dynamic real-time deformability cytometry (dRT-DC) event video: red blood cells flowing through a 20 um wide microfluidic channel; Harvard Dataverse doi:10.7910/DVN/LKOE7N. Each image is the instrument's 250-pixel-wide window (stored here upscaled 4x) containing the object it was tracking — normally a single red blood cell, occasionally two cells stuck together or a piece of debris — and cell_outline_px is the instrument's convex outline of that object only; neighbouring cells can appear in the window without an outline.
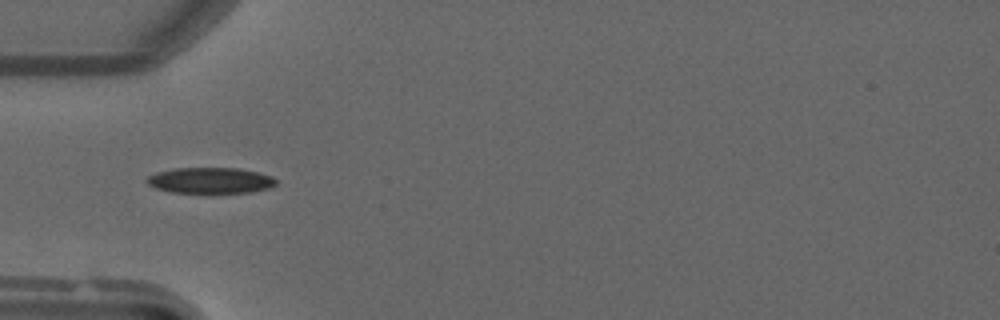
{"species": "common noctule bat (a hibernating species)", "species_latin": "Nyctalus noctula", "temperature_condition": "warm", "stored_images_in_passage": 51, "camera_frame_rate_fps": 3000, "um_per_image_px": 0.085, "animal": {"sex": "male", "forearm_length_mm": 52.5}, "frame": {"image": 1, "passage_image": 17, "time_ms": 5.333, "image_size_px": [1000, 320], "cell_outline_px": [[276, 184], [268, 188], [248, 192], [172, 192], [156, 188], [148, 184], [144, 180], [148, 176], [156, 172], [176, 168], [240, 168], [272, 176], [276, 180]], "centroid_in_image_um": [17.85, 15.32], "position_along_channel_um": 67.1, "area_um2": 19.25}}
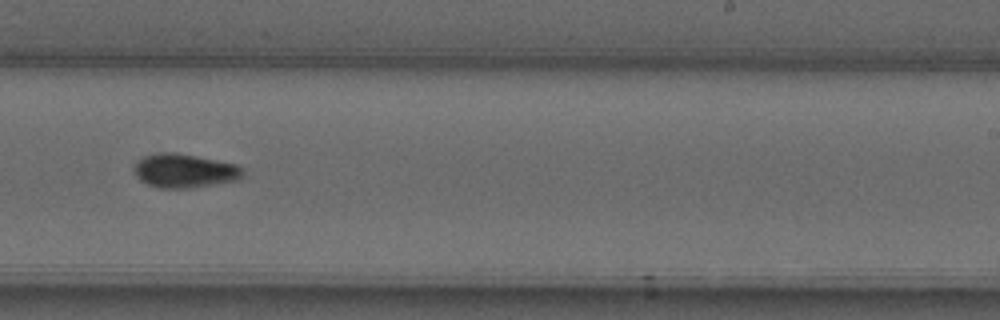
{"frame": {"image": 2, "passage_image": 32, "time_ms": 10.333, "image_size_px": [1000, 320], "cell_outline_px": [[244, 176], [240, 180], [188, 188], [160, 188], [148, 184], [140, 180], [136, 176], [136, 164], [144, 156], [160, 152], [176, 152], [236, 164], [244, 168]], "centroid_in_image_um": [15.75, 14.52], "position_along_channel_um": 273.3, "area_um2": 21.39}}
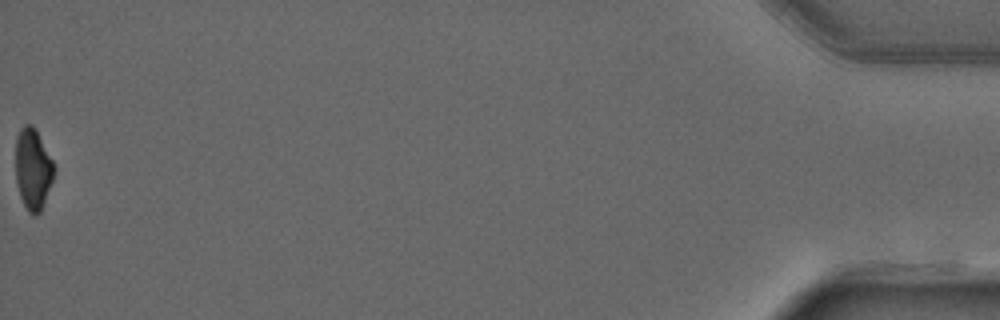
{"frame": {"image": 3, "passage_image": 51, "time_ms": 16.667, "image_size_px": [1000, 320], "cell_outline_px": [[56, 168], [52, 180], [40, 212], [36, 216], [32, 216], [28, 212], [20, 196], [16, 184], [16, 136], [20, 128], [24, 124], [32, 124], [36, 128]], "centroid_in_image_um": [2.79, 14.34], "position_along_channel_um": 432.4, "area_um2": 18.26}}